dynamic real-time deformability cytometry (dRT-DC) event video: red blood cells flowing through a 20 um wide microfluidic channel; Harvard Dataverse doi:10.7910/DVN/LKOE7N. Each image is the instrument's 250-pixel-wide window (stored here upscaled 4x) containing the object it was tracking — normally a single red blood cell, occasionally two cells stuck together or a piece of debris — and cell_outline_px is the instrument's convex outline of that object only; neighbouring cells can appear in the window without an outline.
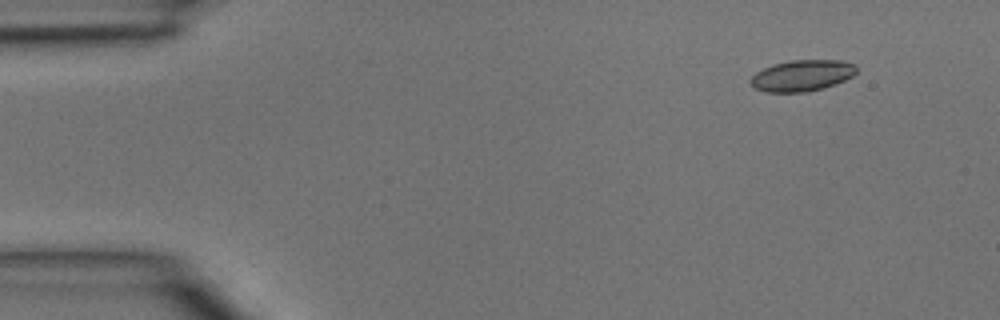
{"species": "common noctule bat (a hibernating species)", "species_latin": "Nyctalus noctula", "temperature_condition": "room temperature", "stored_images_in_passage": 5, "camera_frame_rate_fps": 3000, "um_per_image_px": 0.085, "animal": {"sex": "male", "body_mass_g": 15.6}, "frame": {"image": 1, "passage_image": 2, "time_ms": 0.333, "image_size_px": [1000, 320], "cell_outline_px": [[856, 72], [852, 76], [836, 84], [824, 88], [808, 92], [764, 92], [756, 88], [752, 84], [752, 76], [756, 72], [772, 64], [792, 60], [840, 60], [856, 64]], "centroid_in_image_um": [68.2, 6.42], "position_along_channel_um": 16.8, "area_um2": 19.25}}
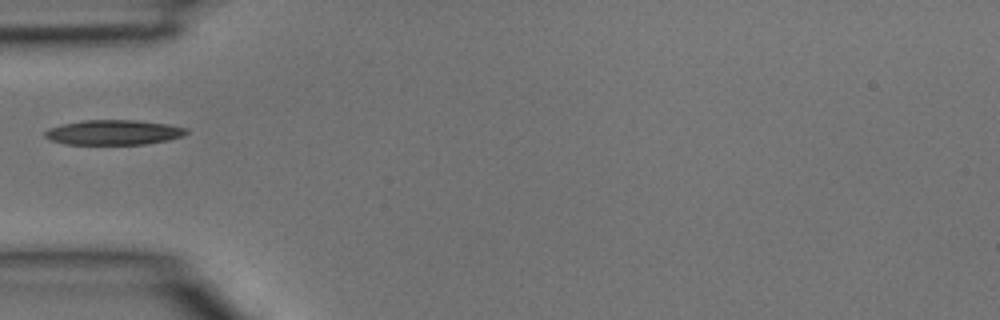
{"frame": {"image": 2, "passage_image": 5, "time_ms": 1.333, "image_size_px": [1000, 320], "cell_outline_px": [[188, 132], [184, 136], [168, 140], [148, 144], [68, 144], [52, 140], [44, 136], [44, 132], [48, 128], [60, 124], [84, 120], [136, 120], [168, 124], [188, 128]], "centroid_in_image_um": [9.68, 11.25], "position_along_channel_um": 75.3, "area_um2": 20.63}}